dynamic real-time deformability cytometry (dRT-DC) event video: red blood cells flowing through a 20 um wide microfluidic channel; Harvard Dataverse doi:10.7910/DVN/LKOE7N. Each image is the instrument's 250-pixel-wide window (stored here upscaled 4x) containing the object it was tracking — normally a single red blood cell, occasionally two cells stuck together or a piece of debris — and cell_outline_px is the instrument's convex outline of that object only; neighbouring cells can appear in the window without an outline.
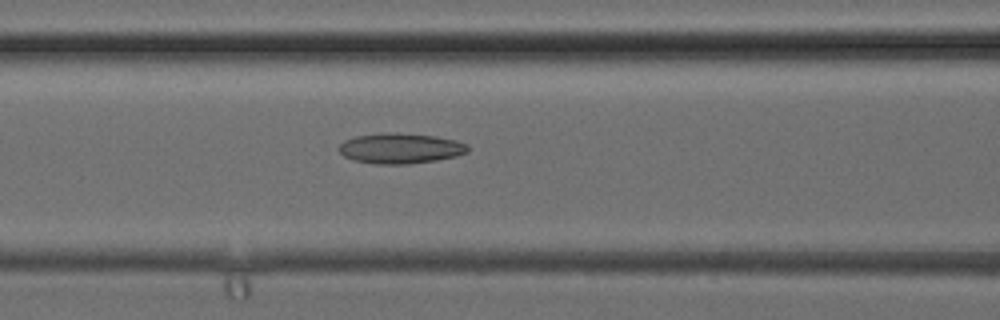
{"species": "common noctule bat (a hibernating species)", "species_latin": "Nyctalus noctula", "temperature_condition": "cold", "stored_images_in_passage": 33, "camera_frame_rate_fps": 3000, "um_per_image_px": 0.085, "animal": {"sex": "female", "body_mass_g": 24.6, "forearm_length_mm": 56.2}, "frame": {"image": 1, "passage_image": 12, "time_ms": 3.667, "image_size_px": [1000, 320], "cell_outline_px": [[468, 152], [456, 156], [436, 160], [408, 164], [376, 164], [352, 160], [344, 156], [340, 152], [340, 144], [344, 140], [356, 136], [380, 132], [392, 132], [436, 136], [456, 140], [468, 144]], "centroid_in_image_um": [34.03, 12.6], "position_along_channel_um": 132.6, "area_um2": 22.95}}
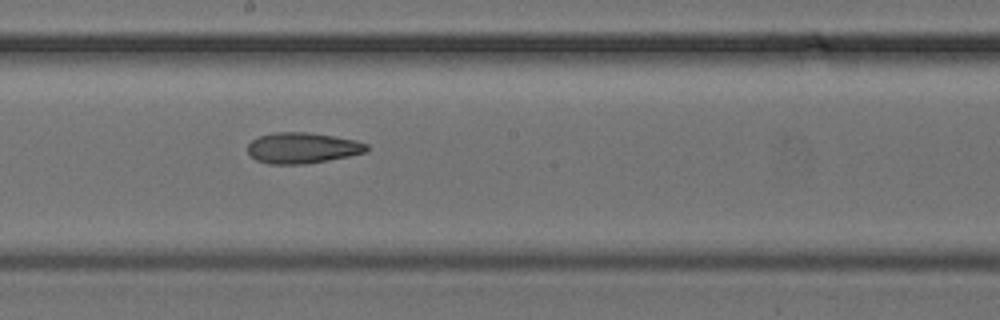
{"frame": {"image": 2, "passage_image": 17, "time_ms": 5.333, "image_size_px": [1000, 320], "cell_outline_px": [[368, 152], [328, 160], [304, 164], [268, 164], [256, 160], [248, 152], [248, 144], [252, 140], [260, 136], [276, 132], [308, 132], [356, 140], [368, 144]], "centroid_in_image_um": [25.72, 12.58], "position_along_channel_um": 222.5, "area_um2": 21.33}}
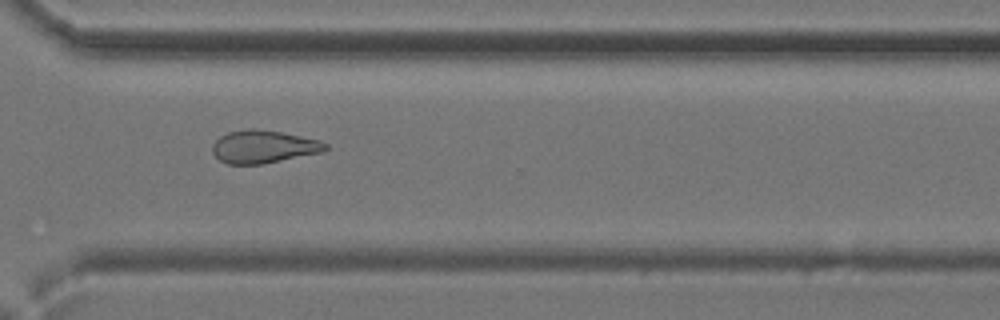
{"frame": {"image": 3, "passage_image": 24, "time_ms": 7.667, "image_size_px": [1000, 320], "cell_outline_px": [[328, 148], [324, 152], [264, 164], [228, 164], [220, 160], [212, 152], [212, 144], [220, 136], [228, 132], [248, 128], [252, 128], [280, 132], [320, 140], [328, 144]], "centroid_in_image_um": [22.41, 12.47], "position_along_channel_um": 348.2, "area_um2": 21.73}}